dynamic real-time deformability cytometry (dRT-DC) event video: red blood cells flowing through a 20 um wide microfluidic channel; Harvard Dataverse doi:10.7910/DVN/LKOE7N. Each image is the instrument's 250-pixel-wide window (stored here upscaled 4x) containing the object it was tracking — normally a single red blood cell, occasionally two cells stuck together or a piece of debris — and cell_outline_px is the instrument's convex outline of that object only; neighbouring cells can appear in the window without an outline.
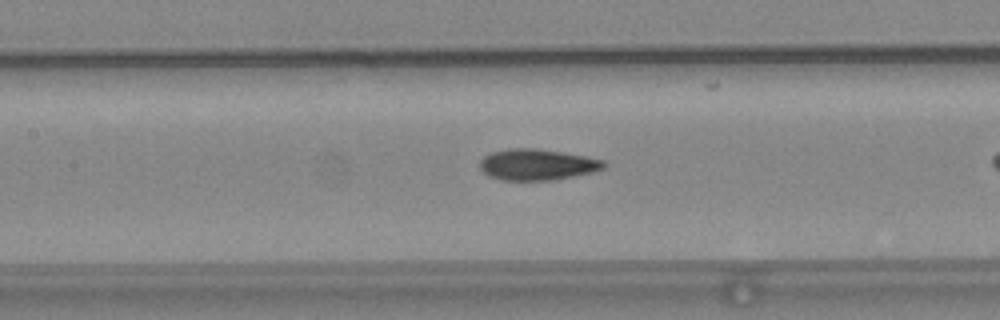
{"species": "common noctule bat (a hibernating species)", "species_latin": "Nyctalus noctula", "temperature_condition": "warm", "stored_images_in_passage": 26, "camera_frame_rate_fps": 3000, "um_per_image_px": 0.085, "animal": {"sex": "female", "body_mass_g": 24.6, "forearm_length_mm": 56.2}, "frame": {"image": 1, "passage_image": 8, "time_ms": 2.333, "image_size_px": [1000, 320], "cell_outline_px": [[608, 164], [604, 168], [592, 172], [552, 180], [504, 180], [488, 176], [480, 168], [480, 160], [484, 156], [492, 152], [508, 148], [536, 148], [588, 156], [604, 160]], "centroid_in_image_um": [45.67, 13.98], "position_along_channel_um": 161.7, "area_um2": 22.54}}
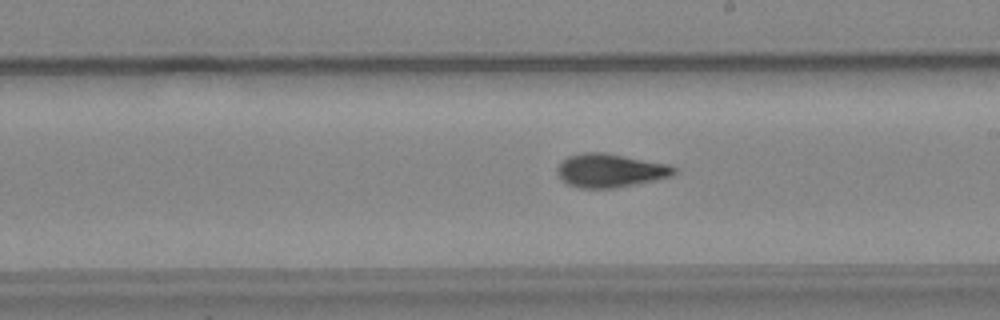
{"frame": {"image": 2, "passage_image": 14, "time_ms": 4.333, "image_size_px": [1000, 320], "cell_outline_px": [[676, 172], [672, 176], [656, 180], [616, 188], [580, 188], [568, 184], [560, 180], [556, 172], [556, 168], [568, 156], [584, 152], [604, 152], [668, 164], [676, 168]], "centroid_in_image_um": [51.85, 14.5], "position_along_channel_um": 237.1, "area_um2": 22.95}}
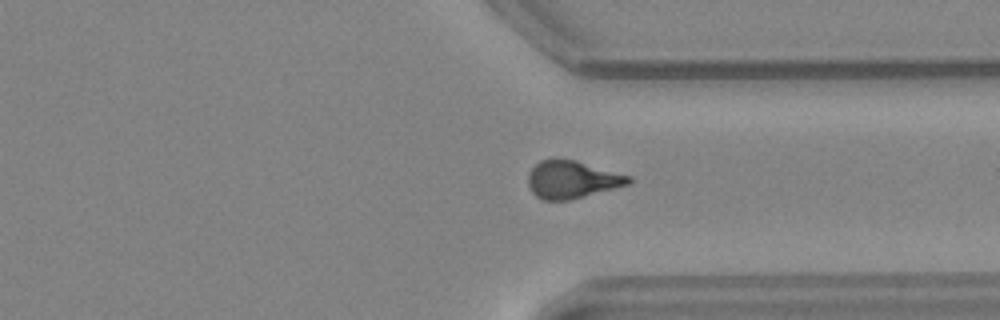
{"frame": {"image": 3, "passage_image": 24, "time_ms": 7.667, "image_size_px": [1000, 320], "cell_outline_px": [[632, 180], [628, 184], [584, 196], [568, 200], [544, 200], [536, 196], [532, 192], [528, 184], [528, 172], [540, 160], [576, 160], [632, 176]], "centroid_in_image_um": [48.62, 15.26], "position_along_channel_um": 362.8, "area_um2": 21.73}}